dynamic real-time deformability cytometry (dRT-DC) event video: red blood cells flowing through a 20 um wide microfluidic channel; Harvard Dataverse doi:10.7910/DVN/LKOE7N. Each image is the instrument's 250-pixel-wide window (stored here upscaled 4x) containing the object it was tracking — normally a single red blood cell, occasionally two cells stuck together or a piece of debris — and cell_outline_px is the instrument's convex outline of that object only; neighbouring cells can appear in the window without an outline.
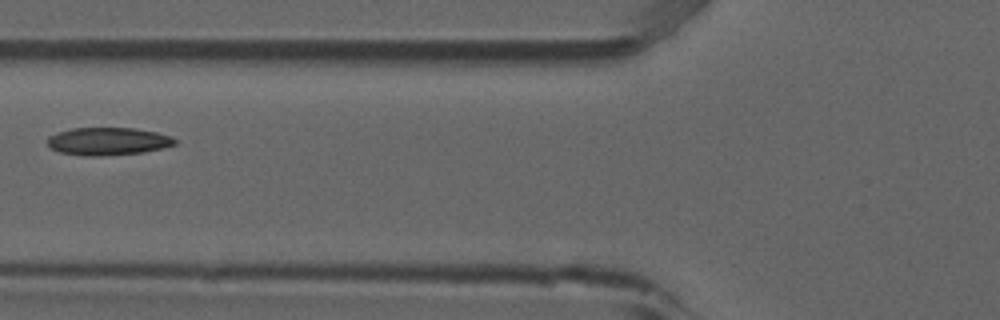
{"species": "common noctule bat (a hibernating species)", "species_latin": "Nyctalus noctula", "temperature_condition": "room temperature", "stored_images_in_passage": 7, "camera_frame_rate_fps": 3000, "um_per_image_px": 0.085, "animal": {"sex": "male", "forearm_length_mm": 52.5}, "frame": {"image": 1, "passage_image": 6, "time_ms": 1.667, "image_size_px": [1000, 320], "cell_outline_px": [[176, 144], [164, 148], [144, 152], [104, 156], [84, 156], [60, 152], [52, 148], [48, 144], [48, 136], [72, 128], [132, 128], [156, 132], [172, 136], [176, 140]], "centroid_in_image_um": [9.21, 12.02], "position_along_channel_um": 116.6, "area_um2": 20.58}}
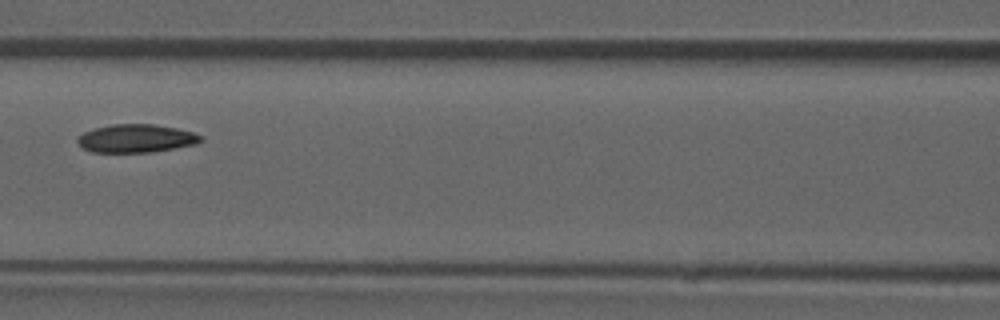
{"frame": {"image": 2, "passage_image": 7, "time_ms": 2.0, "image_size_px": [1000, 320], "cell_outline_px": [[204, 140], [196, 144], [152, 152], [92, 152], [84, 148], [76, 140], [84, 132], [92, 128], [112, 124], [152, 124], [176, 128], [192, 132], [200, 136]], "centroid_in_image_um": [11.56, 11.76], "position_along_channel_um": 155.0, "area_um2": 20.11}}